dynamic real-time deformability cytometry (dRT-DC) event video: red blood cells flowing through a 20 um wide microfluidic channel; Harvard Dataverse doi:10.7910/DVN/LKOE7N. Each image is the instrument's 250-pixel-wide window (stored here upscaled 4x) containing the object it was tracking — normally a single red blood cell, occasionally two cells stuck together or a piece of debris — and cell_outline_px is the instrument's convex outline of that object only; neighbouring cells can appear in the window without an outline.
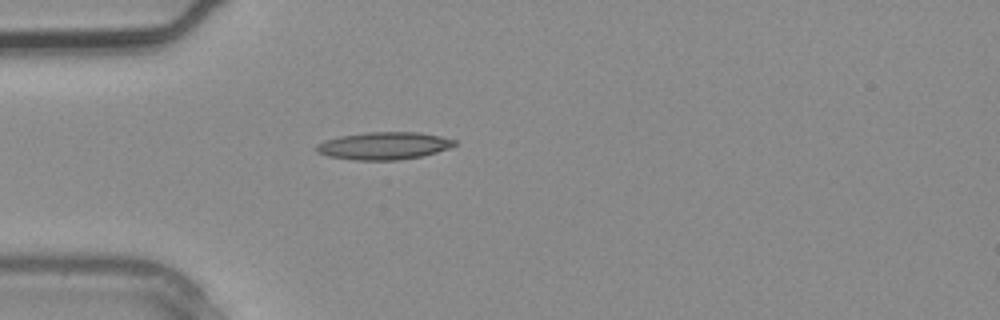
{"species": "common noctule bat (a hibernating species)", "species_latin": "Nyctalus noctula", "temperature_condition": "warm", "stored_images_in_passage": 2, "camera_frame_rate_fps": 3000, "um_per_image_px": 0.085, "animal": {"sex": "male", "body_mass_g": 20.4}, "frame": {"image": 1, "passage_image": 2, "time_ms": 0.333, "image_size_px": [1000, 320], "cell_outline_px": [[456, 144], [448, 148], [436, 152], [420, 156], [400, 160], [356, 160], [328, 156], [316, 152], [316, 144], [324, 140], [340, 136], [368, 132], [420, 132], [440, 136], [456, 140]], "centroid_in_image_um": [32.61, 12.39], "position_along_channel_um": 52.4, "area_um2": 22.08}}